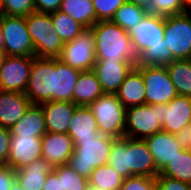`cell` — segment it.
Instances as JSON below:
<instances>
[{
  "instance_id": "obj_3",
  "label": "cell",
  "mask_w": 191,
  "mask_h": 190,
  "mask_svg": "<svg viewBox=\"0 0 191 190\" xmlns=\"http://www.w3.org/2000/svg\"><path fill=\"white\" fill-rule=\"evenodd\" d=\"M95 36L96 61H131L136 65L137 55L130 35L111 21H100L90 28Z\"/></svg>"
},
{
  "instance_id": "obj_46",
  "label": "cell",
  "mask_w": 191,
  "mask_h": 190,
  "mask_svg": "<svg viewBox=\"0 0 191 190\" xmlns=\"http://www.w3.org/2000/svg\"><path fill=\"white\" fill-rule=\"evenodd\" d=\"M6 58H7L6 53L5 52H0V69L2 68Z\"/></svg>"
},
{
  "instance_id": "obj_50",
  "label": "cell",
  "mask_w": 191,
  "mask_h": 190,
  "mask_svg": "<svg viewBox=\"0 0 191 190\" xmlns=\"http://www.w3.org/2000/svg\"><path fill=\"white\" fill-rule=\"evenodd\" d=\"M188 127L190 128V131H191V122L189 123Z\"/></svg>"
},
{
  "instance_id": "obj_30",
  "label": "cell",
  "mask_w": 191,
  "mask_h": 190,
  "mask_svg": "<svg viewBox=\"0 0 191 190\" xmlns=\"http://www.w3.org/2000/svg\"><path fill=\"white\" fill-rule=\"evenodd\" d=\"M53 29L63 43L70 42L78 37L86 28L75 21L71 16L58 10L50 13Z\"/></svg>"
},
{
  "instance_id": "obj_33",
  "label": "cell",
  "mask_w": 191,
  "mask_h": 190,
  "mask_svg": "<svg viewBox=\"0 0 191 190\" xmlns=\"http://www.w3.org/2000/svg\"><path fill=\"white\" fill-rule=\"evenodd\" d=\"M54 171L61 179L62 190H86L88 178L80 175L68 164L54 167Z\"/></svg>"
},
{
  "instance_id": "obj_9",
  "label": "cell",
  "mask_w": 191,
  "mask_h": 190,
  "mask_svg": "<svg viewBox=\"0 0 191 190\" xmlns=\"http://www.w3.org/2000/svg\"><path fill=\"white\" fill-rule=\"evenodd\" d=\"M164 42L176 60L191 59V11L165 17Z\"/></svg>"
},
{
  "instance_id": "obj_13",
  "label": "cell",
  "mask_w": 191,
  "mask_h": 190,
  "mask_svg": "<svg viewBox=\"0 0 191 190\" xmlns=\"http://www.w3.org/2000/svg\"><path fill=\"white\" fill-rule=\"evenodd\" d=\"M35 56H7L0 69V90L25 93Z\"/></svg>"
},
{
  "instance_id": "obj_44",
  "label": "cell",
  "mask_w": 191,
  "mask_h": 190,
  "mask_svg": "<svg viewBox=\"0 0 191 190\" xmlns=\"http://www.w3.org/2000/svg\"><path fill=\"white\" fill-rule=\"evenodd\" d=\"M128 1H131V2L135 3L136 5L146 9L151 0H128Z\"/></svg>"
},
{
  "instance_id": "obj_12",
  "label": "cell",
  "mask_w": 191,
  "mask_h": 190,
  "mask_svg": "<svg viewBox=\"0 0 191 190\" xmlns=\"http://www.w3.org/2000/svg\"><path fill=\"white\" fill-rule=\"evenodd\" d=\"M159 104L126 108L125 137L145 139L162 131L158 115Z\"/></svg>"
},
{
  "instance_id": "obj_47",
  "label": "cell",
  "mask_w": 191,
  "mask_h": 190,
  "mask_svg": "<svg viewBox=\"0 0 191 190\" xmlns=\"http://www.w3.org/2000/svg\"><path fill=\"white\" fill-rule=\"evenodd\" d=\"M183 2V5H184V8L187 10V11H191V0H182Z\"/></svg>"
},
{
  "instance_id": "obj_27",
  "label": "cell",
  "mask_w": 191,
  "mask_h": 190,
  "mask_svg": "<svg viewBox=\"0 0 191 190\" xmlns=\"http://www.w3.org/2000/svg\"><path fill=\"white\" fill-rule=\"evenodd\" d=\"M60 11L90 29L96 24V13L92 0H63Z\"/></svg>"
},
{
  "instance_id": "obj_29",
  "label": "cell",
  "mask_w": 191,
  "mask_h": 190,
  "mask_svg": "<svg viewBox=\"0 0 191 190\" xmlns=\"http://www.w3.org/2000/svg\"><path fill=\"white\" fill-rule=\"evenodd\" d=\"M159 175L173 178L191 185V150L182 149Z\"/></svg>"
},
{
  "instance_id": "obj_45",
  "label": "cell",
  "mask_w": 191,
  "mask_h": 190,
  "mask_svg": "<svg viewBox=\"0 0 191 190\" xmlns=\"http://www.w3.org/2000/svg\"><path fill=\"white\" fill-rule=\"evenodd\" d=\"M0 52H5L4 34L1 27V21H0Z\"/></svg>"
},
{
  "instance_id": "obj_6",
  "label": "cell",
  "mask_w": 191,
  "mask_h": 190,
  "mask_svg": "<svg viewBox=\"0 0 191 190\" xmlns=\"http://www.w3.org/2000/svg\"><path fill=\"white\" fill-rule=\"evenodd\" d=\"M88 107L97 121L101 134L115 139L125 137L126 107L116 94H103Z\"/></svg>"
},
{
  "instance_id": "obj_21",
  "label": "cell",
  "mask_w": 191,
  "mask_h": 190,
  "mask_svg": "<svg viewBox=\"0 0 191 190\" xmlns=\"http://www.w3.org/2000/svg\"><path fill=\"white\" fill-rule=\"evenodd\" d=\"M54 167L44 158H39L16 171V181L24 190H42L47 174Z\"/></svg>"
},
{
  "instance_id": "obj_49",
  "label": "cell",
  "mask_w": 191,
  "mask_h": 190,
  "mask_svg": "<svg viewBox=\"0 0 191 190\" xmlns=\"http://www.w3.org/2000/svg\"><path fill=\"white\" fill-rule=\"evenodd\" d=\"M86 190H107V189H102V188H100V187H97V186L88 184Z\"/></svg>"
},
{
  "instance_id": "obj_41",
  "label": "cell",
  "mask_w": 191,
  "mask_h": 190,
  "mask_svg": "<svg viewBox=\"0 0 191 190\" xmlns=\"http://www.w3.org/2000/svg\"><path fill=\"white\" fill-rule=\"evenodd\" d=\"M63 0H34L35 11L52 13L60 9Z\"/></svg>"
},
{
  "instance_id": "obj_4",
  "label": "cell",
  "mask_w": 191,
  "mask_h": 190,
  "mask_svg": "<svg viewBox=\"0 0 191 190\" xmlns=\"http://www.w3.org/2000/svg\"><path fill=\"white\" fill-rule=\"evenodd\" d=\"M115 140L101 133L96 138L74 140V152L68 165L80 175L89 178L95 168L108 163Z\"/></svg>"
},
{
  "instance_id": "obj_40",
  "label": "cell",
  "mask_w": 191,
  "mask_h": 190,
  "mask_svg": "<svg viewBox=\"0 0 191 190\" xmlns=\"http://www.w3.org/2000/svg\"><path fill=\"white\" fill-rule=\"evenodd\" d=\"M16 180V171L10 166H0V190H10Z\"/></svg>"
},
{
  "instance_id": "obj_5",
  "label": "cell",
  "mask_w": 191,
  "mask_h": 190,
  "mask_svg": "<svg viewBox=\"0 0 191 190\" xmlns=\"http://www.w3.org/2000/svg\"><path fill=\"white\" fill-rule=\"evenodd\" d=\"M37 58H58L64 46L53 29L50 13L33 11L25 17Z\"/></svg>"
},
{
  "instance_id": "obj_11",
  "label": "cell",
  "mask_w": 191,
  "mask_h": 190,
  "mask_svg": "<svg viewBox=\"0 0 191 190\" xmlns=\"http://www.w3.org/2000/svg\"><path fill=\"white\" fill-rule=\"evenodd\" d=\"M7 56H35L25 17L0 15Z\"/></svg>"
},
{
  "instance_id": "obj_22",
  "label": "cell",
  "mask_w": 191,
  "mask_h": 190,
  "mask_svg": "<svg viewBox=\"0 0 191 190\" xmlns=\"http://www.w3.org/2000/svg\"><path fill=\"white\" fill-rule=\"evenodd\" d=\"M81 71L55 58L54 101L73 102V91Z\"/></svg>"
},
{
  "instance_id": "obj_43",
  "label": "cell",
  "mask_w": 191,
  "mask_h": 190,
  "mask_svg": "<svg viewBox=\"0 0 191 190\" xmlns=\"http://www.w3.org/2000/svg\"><path fill=\"white\" fill-rule=\"evenodd\" d=\"M42 190H62L61 179H59L54 170L47 174V178Z\"/></svg>"
},
{
  "instance_id": "obj_48",
  "label": "cell",
  "mask_w": 191,
  "mask_h": 190,
  "mask_svg": "<svg viewBox=\"0 0 191 190\" xmlns=\"http://www.w3.org/2000/svg\"><path fill=\"white\" fill-rule=\"evenodd\" d=\"M10 190H24L15 180V182L12 184Z\"/></svg>"
},
{
  "instance_id": "obj_18",
  "label": "cell",
  "mask_w": 191,
  "mask_h": 190,
  "mask_svg": "<svg viewBox=\"0 0 191 190\" xmlns=\"http://www.w3.org/2000/svg\"><path fill=\"white\" fill-rule=\"evenodd\" d=\"M144 140L153 156L158 172L182 150L175 135L165 131L157 132Z\"/></svg>"
},
{
  "instance_id": "obj_36",
  "label": "cell",
  "mask_w": 191,
  "mask_h": 190,
  "mask_svg": "<svg viewBox=\"0 0 191 190\" xmlns=\"http://www.w3.org/2000/svg\"><path fill=\"white\" fill-rule=\"evenodd\" d=\"M128 0H92L96 13V23L111 21L114 13Z\"/></svg>"
},
{
  "instance_id": "obj_38",
  "label": "cell",
  "mask_w": 191,
  "mask_h": 190,
  "mask_svg": "<svg viewBox=\"0 0 191 190\" xmlns=\"http://www.w3.org/2000/svg\"><path fill=\"white\" fill-rule=\"evenodd\" d=\"M156 190H191V185L182 181L158 175L156 178Z\"/></svg>"
},
{
  "instance_id": "obj_14",
  "label": "cell",
  "mask_w": 191,
  "mask_h": 190,
  "mask_svg": "<svg viewBox=\"0 0 191 190\" xmlns=\"http://www.w3.org/2000/svg\"><path fill=\"white\" fill-rule=\"evenodd\" d=\"M158 115L162 131L176 134L191 122V97L178 95L168 104H159Z\"/></svg>"
},
{
  "instance_id": "obj_28",
  "label": "cell",
  "mask_w": 191,
  "mask_h": 190,
  "mask_svg": "<svg viewBox=\"0 0 191 190\" xmlns=\"http://www.w3.org/2000/svg\"><path fill=\"white\" fill-rule=\"evenodd\" d=\"M166 69L178 95L191 97V59L173 60Z\"/></svg>"
},
{
  "instance_id": "obj_19",
  "label": "cell",
  "mask_w": 191,
  "mask_h": 190,
  "mask_svg": "<svg viewBox=\"0 0 191 190\" xmlns=\"http://www.w3.org/2000/svg\"><path fill=\"white\" fill-rule=\"evenodd\" d=\"M45 116L46 131L50 133H68L69 124L77 107L73 102L49 101L40 104Z\"/></svg>"
},
{
  "instance_id": "obj_20",
  "label": "cell",
  "mask_w": 191,
  "mask_h": 190,
  "mask_svg": "<svg viewBox=\"0 0 191 190\" xmlns=\"http://www.w3.org/2000/svg\"><path fill=\"white\" fill-rule=\"evenodd\" d=\"M31 105L25 93L0 90V126L10 129Z\"/></svg>"
},
{
  "instance_id": "obj_37",
  "label": "cell",
  "mask_w": 191,
  "mask_h": 190,
  "mask_svg": "<svg viewBox=\"0 0 191 190\" xmlns=\"http://www.w3.org/2000/svg\"><path fill=\"white\" fill-rule=\"evenodd\" d=\"M119 190H156V179L145 176H132L123 180Z\"/></svg>"
},
{
  "instance_id": "obj_10",
  "label": "cell",
  "mask_w": 191,
  "mask_h": 190,
  "mask_svg": "<svg viewBox=\"0 0 191 190\" xmlns=\"http://www.w3.org/2000/svg\"><path fill=\"white\" fill-rule=\"evenodd\" d=\"M95 49V36L91 29H86L74 40L64 43L58 59L80 71L93 70Z\"/></svg>"
},
{
  "instance_id": "obj_16",
  "label": "cell",
  "mask_w": 191,
  "mask_h": 190,
  "mask_svg": "<svg viewBox=\"0 0 191 190\" xmlns=\"http://www.w3.org/2000/svg\"><path fill=\"white\" fill-rule=\"evenodd\" d=\"M135 67L131 61H96L93 67L104 94H116Z\"/></svg>"
},
{
  "instance_id": "obj_31",
  "label": "cell",
  "mask_w": 191,
  "mask_h": 190,
  "mask_svg": "<svg viewBox=\"0 0 191 190\" xmlns=\"http://www.w3.org/2000/svg\"><path fill=\"white\" fill-rule=\"evenodd\" d=\"M147 14L148 12L143 7H140L131 1H126L114 13L111 22L119 25L122 29L127 31L137 23H140Z\"/></svg>"
},
{
  "instance_id": "obj_23",
  "label": "cell",
  "mask_w": 191,
  "mask_h": 190,
  "mask_svg": "<svg viewBox=\"0 0 191 190\" xmlns=\"http://www.w3.org/2000/svg\"><path fill=\"white\" fill-rule=\"evenodd\" d=\"M145 93L146 89L142 74L134 67L119 87L116 96L126 108H129L144 105Z\"/></svg>"
},
{
  "instance_id": "obj_26",
  "label": "cell",
  "mask_w": 191,
  "mask_h": 190,
  "mask_svg": "<svg viewBox=\"0 0 191 190\" xmlns=\"http://www.w3.org/2000/svg\"><path fill=\"white\" fill-rule=\"evenodd\" d=\"M103 90L93 70L81 71L73 91V103L77 106H89Z\"/></svg>"
},
{
  "instance_id": "obj_35",
  "label": "cell",
  "mask_w": 191,
  "mask_h": 190,
  "mask_svg": "<svg viewBox=\"0 0 191 190\" xmlns=\"http://www.w3.org/2000/svg\"><path fill=\"white\" fill-rule=\"evenodd\" d=\"M33 11L34 0H2L0 15L26 17Z\"/></svg>"
},
{
  "instance_id": "obj_2",
  "label": "cell",
  "mask_w": 191,
  "mask_h": 190,
  "mask_svg": "<svg viewBox=\"0 0 191 190\" xmlns=\"http://www.w3.org/2000/svg\"><path fill=\"white\" fill-rule=\"evenodd\" d=\"M124 179L132 176L156 178L159 175L153 156L144 139H116L107 163Z\"/></svg>"
},
{
  "instance_id": "obj_17",
  "label": "cell",
  "mask_w": 191,
  "mask_h": 190,
  "mask_svg": "<svg viewBox=\"0 0 191 190\" xmlns=\"http://www.w3.org/2000/svg\"><path fill=\"white\" fill-rule=\"evenodd\" d=\"M42 140V158L53 167L68 164L74 152V142L67 133L46 132Z\"/></svg>"
},
{
  "instance_id": "obj_32",
  "label": "cell",
  "mask_w": 191,
  "mask_h": 190,
  "mask_svg": "<svg viewBox=\"0 0 191 190\" xmlns=\"http://www.w3.org/2000/svg\"><path fill=\"white\" fill-rule=\"evenodd\" d=\"M124 178L108 164L95 168L88 178L89 184L107 190H119Z\"/></svg>"
},
{
  "instance_id": "obj_7",
  "label": "cell",
  "mask_w": 191,
  "mask_h": 190,
  "mask_svg": "<svg viewBox=\"0 0 191 190\" xmlns=\"http://www.w3.org/2000/svg\"><path fill=\"white\" fill-rule=\"evenodd\" d=\"M55 58L34 57L25 91L32 104L54 101Z\"/></svg>"
},
{
  "instance_id": "obj_1",
  "label": "cell",
  "mask_w": 191,
  "mask_h": 190,
  "mask_svg": "<svg viewBox=\"0 0 191 190\" xmlns=\"http://www.w3.org/2000/svg\"><path fill=\"white\" fill-rule=\"evenodd\" d=\"M165 17L147 14L127 30L137 55L135 66H167L176 60L164 42Z\"/></svg>"
},
{
  "instance_id": "obj_42",
  "label": "cell",
  "mask_w": 191,
  "mask_h": 190,
  "mask_svg": "<svg viewBox=\"0 0 191 190\" xmlns=\"http://www.w3.org/2000/svg\"><path fill=\"white\" fill-rule=\"evenodd\" d=\"M174 135L182 149L191 150V131L188 126Z\"/></svg>"
},
{
  "instance_id": "obj_15",
  "label": "cell",
  "mask_w": 191,
  "mask_h": 190,
  "mask_svg": "<svg viewBox=\"0 0 191 190\" xmlns=\"http://www.w3.org/2000/svg\"><path fill=\"white\" fill-rule=\"evenodd\" d=\"M39 158H42L40 137L11 135L7 166L17 171Z\"/></svg>"
},
{
  "instance_id": "obj_39",
  "label": "cell",
  "mask_w": 191,
  "mask_h": 190,
  "mask_svg": "<svg viewBox=\"0 0 191 190\" xmlns=\"http://www.w3.org/2000/svg\"><path fill=\"white\" fill-rule=\"evenodd\" d=\"M10 138V129L0 126V166H7Z\"/></svg>"
},
{
  "instance_id": "obj_25",
  "label": "cell",
  "mask_w": 191,
  "mask_h": 190,
  "mask_svg": "<svg viewBox=\"0 0 191 190\" xmlns=\"http://www.w3.org/2000/svg\"><path fill=\"white\" fill-rule=\"evenodd\" d=\"M46 132L45 116L42 107L34 104L10 128L11 135L37 136L42 138Z\"/></svg>"
},
{
  "instance_id": "obj_34",
  "label": "cell",
  "mask_w": 191,
  "mask_h": 190,
  "mask_svg": "<svg viewBox=\"0 0 191 190\" xmlns=\"http://www.w3.org/2000/svg\"><path fill=\"white\" fill-rule=\"evenodd\" d=\"M146 11L162 17L174 16L187 12L182 0H151Z\"/></svg>"
},
{
  "instance_id": "obj_8",
  "label": "cell",
  "mask_w": 191,
  "mask_h": 190,
  "mask_svg": "<svg viewBox=\"0 0 191 190\" xmlns=\"http://www.w3.org/2000/svg\"><path fill=\"white\" fill-rule=\"evenodd\" d=\"M142 74L146 93L145 104H168L178 96L166 66H135Z\"/></svg>"
},
{
  "instance_id": "obj_24",
  "label": "cell",
  "mask_w": 191,
  "mask_h": 190,
  "mask_svg": "<svg viewBox=\"0 0 191 190\" xmlns=\"http://www.w3.org/2000/svg\"><path fill=\"white\" fill-rule=\"evenodd\" d=\"M74 140L96 138L100 132L97 121L88 106H77L67 133Z\"/></svg>"
}]
</instances>
